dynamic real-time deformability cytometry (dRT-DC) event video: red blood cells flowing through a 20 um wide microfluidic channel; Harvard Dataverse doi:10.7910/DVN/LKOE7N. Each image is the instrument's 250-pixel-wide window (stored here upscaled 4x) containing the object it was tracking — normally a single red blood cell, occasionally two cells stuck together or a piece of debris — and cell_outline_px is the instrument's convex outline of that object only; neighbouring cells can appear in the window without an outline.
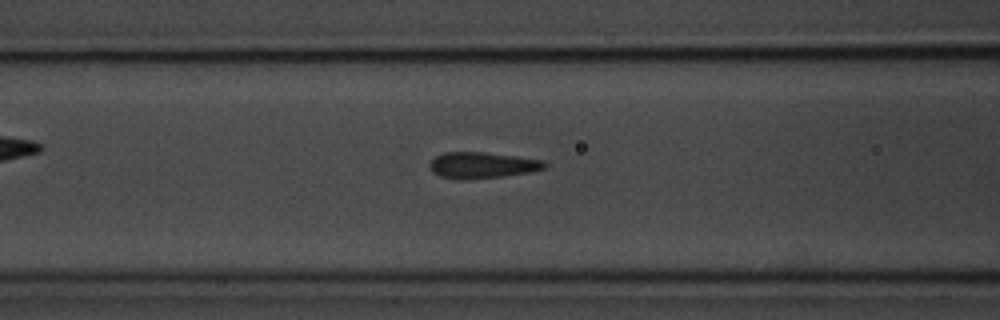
{"species": "common noctule bat (a hibernating species)", "species_latin": "Nyctalus noctula", "temperature_condition": "room temperature", "stored_images_in_passage": 6, "camera_frame_rate_fps": 3000, "um_per_image_px": 0.085, "animal": {"sex": "male", "body_mass_g": 20.1, "forearm_length_mm": 53.5}, "frame": {"image": 1, "passage_image": 6, "time_ms": 6.667, "image_size_px": [1000, 320], "cell_outline_px": [[548, 164], [544, 168], [528, 172], [504, 176], [464, 180], [460, 180], [440, 176], [432, 172], [428, 168], [428, 164], [436, 156], [444, 152], [484, 152], [516, 156], [544, 160]], "centroid_in_image_um": [40.95, 14.04], "position_along_channel_um": 125.7, "area_um2": 17.63}}